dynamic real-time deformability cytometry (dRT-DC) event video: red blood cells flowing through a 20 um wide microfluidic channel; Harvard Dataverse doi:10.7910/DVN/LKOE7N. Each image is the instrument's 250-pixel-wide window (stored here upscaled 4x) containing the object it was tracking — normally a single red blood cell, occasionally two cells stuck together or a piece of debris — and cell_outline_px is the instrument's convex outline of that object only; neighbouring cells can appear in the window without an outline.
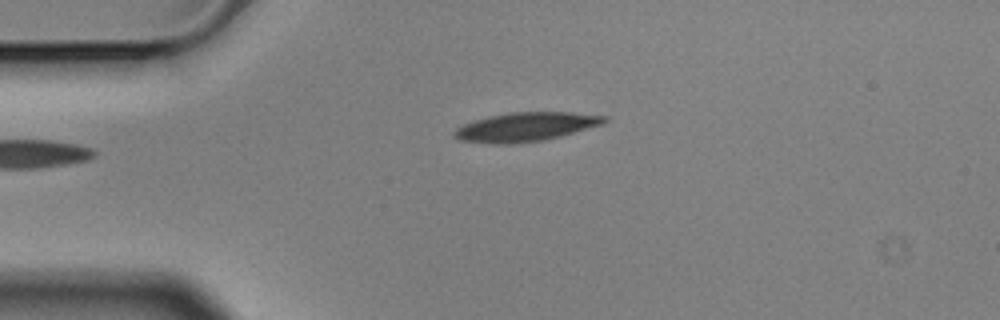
{"species": "Egyptian fruit bat (a non-hibernating species)", "species_latin": "Rousettus aegyptiacus", "temperature_condition": "cold", "stored_images_in_passage": 2, "camera_frame_rate_fps": 3000, "um_per_image_px": 0.085, "animal": {"sex": "male"}, "frame": {"image": 1, "passage_image": 2, "time_ms": 0.333, "image_size_px": [1000, 320], "cell_outline_px": [[608, 120], [604, 124], [560, 136], [544, 140], [512, 144], [496, 144], [460, 140], [452, 136], [452, 132], [456, 128], [464, 124], [488, 116], [508, 112], [572, 112], [608, 116]], "centroid_in_image_um": [44.7, 10.78], "position_along_channel_um": 40.3, "area_um2": 25.43}}